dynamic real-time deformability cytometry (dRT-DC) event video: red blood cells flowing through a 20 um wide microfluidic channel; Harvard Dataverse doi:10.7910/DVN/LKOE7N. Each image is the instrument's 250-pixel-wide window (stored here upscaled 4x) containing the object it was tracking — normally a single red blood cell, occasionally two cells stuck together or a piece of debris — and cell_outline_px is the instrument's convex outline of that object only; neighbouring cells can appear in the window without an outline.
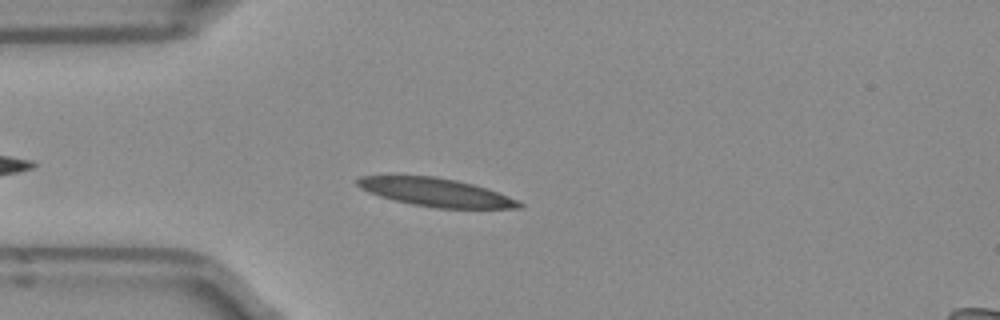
{"species": "Egyptian fruit bat (a non-hibernating species)", "species_latin": "Rousettus aegyptiacus", "temperature_condition": "room temperature", "stored_images_in_passage": 44, "camera_frame_rate_fps": 3000, "um_per_image_px": 0.085, "frame": {"image": 1, "passage_image": 6, "time_ms": 1.667, "image_size_px": [1000, 320], "cell_outline_px": [[524, 208], [436, 208], [412, 204], [392, 200], [368, 192], [360, 188], [356, 184], [356, 180], [360, 176], [436, 176], [456, 180], [488, 188], [520, 200], [524, 204]], "centroid_in_image_um": [37.09, 16.35], "position_along_channel_um": 47.9, "area_um2": 26.76}}
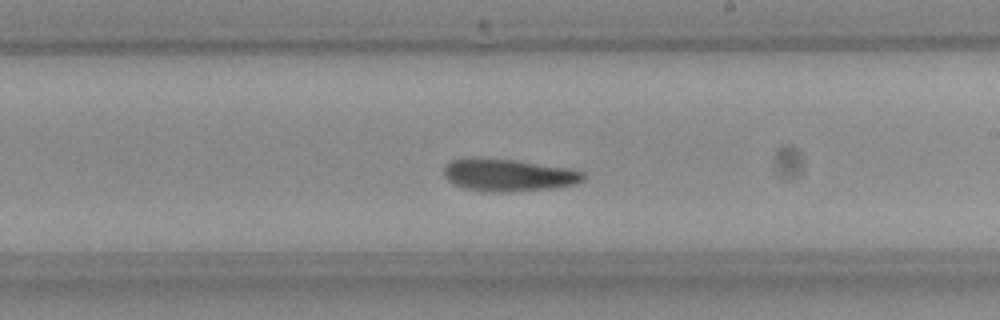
{"frame": {"image": 2, "passage_image": 22, "time_ms": 7.0, "image_size_px": [1000, 320], "cell_outline_px": [[584, 180], [576, 184], [556, 188], [504, 192], [492, 192], [464, 188], [452, 184], [444, 176], [444, 164], [448, 160], [468, 156], [472, 156], [516, 160], [572, 168], [584, 172]], "centroid_in_image_um": [43.17, 14.85], "position_along_channel_um": 245.8, "area_um2": 27.05}}
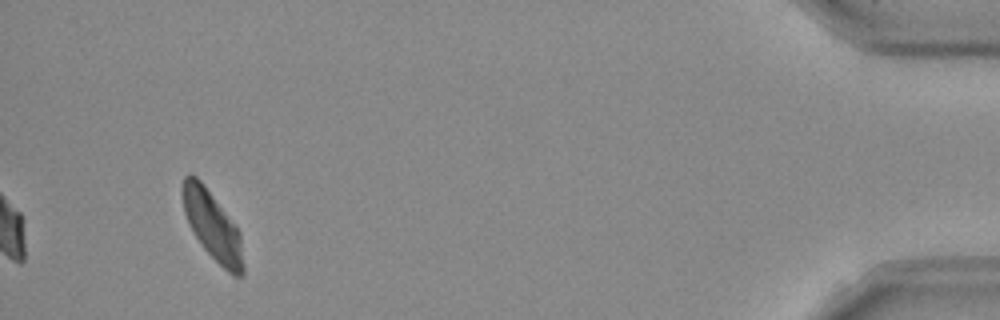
{"frame": {"image": 3, "passage_image": 41, "time_ms": 13.333, "image_size_px": [1000, 320], "cell_outline_px": [[244, 276], [232, 276], [204, 248], [188, 224], [184, 212], [180, 188], [184, 176], [196, 176], [200, 180], [240, 232], [244, 264]], "centroid_in_image_um": [18.05, 19.2], "position_along_channel_um": 417.2, "area_um2": 23.93}, "authors_computed_cell_mechanics": {"area_um2": 25.8366, "velocity_mm_per_s": 3.9119, "shape_relaxation_time_tau1_ms": 3.3884, "shape_relaxation_time_tau2_ms": 4.014, "deformation_change_tau1": 0.1549, "deformation_change_tau2": 0.1071}}